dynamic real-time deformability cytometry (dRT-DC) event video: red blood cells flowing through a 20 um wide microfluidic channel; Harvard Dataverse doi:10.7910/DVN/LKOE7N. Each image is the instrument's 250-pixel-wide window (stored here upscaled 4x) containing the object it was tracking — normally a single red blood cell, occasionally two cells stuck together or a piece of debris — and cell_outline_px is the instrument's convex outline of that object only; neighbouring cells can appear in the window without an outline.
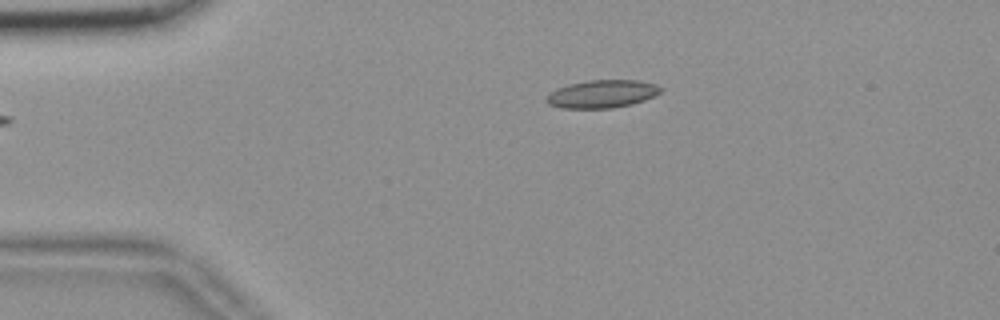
{"species": "common noctule bat (a hibernating species)", "species_latin": "Nyctalus noctula", "temperature_condition": "room temperature", "stored_images_in_passage": 45, "camera_frame_rate_fps": 3000, "um_per_image_px": 0.085, "animal": {"sex": "female", "body_mass_g": 18.4}, "frame": {"image": 1, "passage_image": 1, "time_ms": 0.0, "image_size_px": [1000, 320], "cell_outline_px": [[664, 88], [660, 92], [644, 100], [632, 104], [612, 108], [564, 108], [548, 104], [544, 100], [556, 88], [568, 84], [588, 80], [640, 80], [656, 84]], "centroid_in_image_um": [51.19, 7.97], "position_along_channel_um": 33.8, "area_um2": 18.55}}
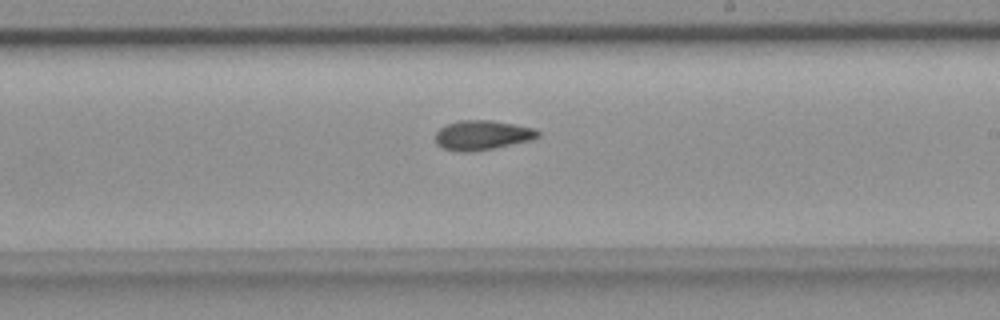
{"frame": {"image": 2, "passage_image": 22, "time_ms": 7.0, "image_size_px": [1000, 320], "cell_outline_px": [[540, 136], [532, 140], [492, 148], [468, 152], [460, 152], [444, 148], [436, 144], [436, 132], [440, 128], [448, 124], [460, 120], [492, 120], [536, 128], [540, 132]], "centroid_in_image_um": [41.02, 11.48], "position_along_channel_um": 248.0, "area_um2": 17.63}}
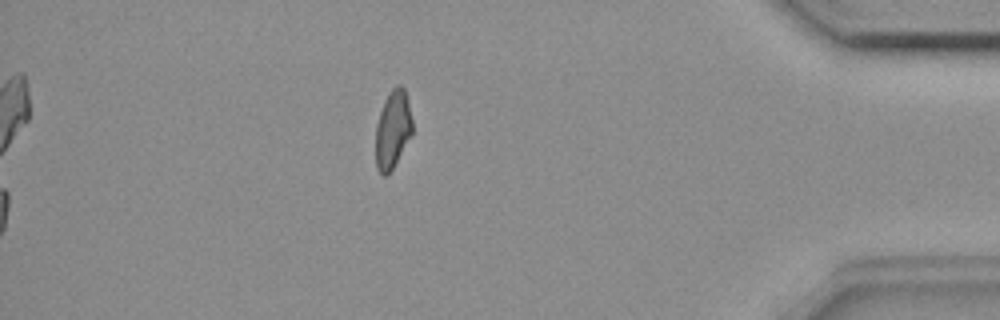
{"frame": {"image": 3, "passage_image": 38, "time_ms": 12.333, "image_size_px": [1000, 320], "cell_outline_px": [[412, 136], [392, 168], [384, 176], [376, 168], [376, 124], [384, 100], [392, 88], [396, 84], [400, 84], [404, 88], [412, 120]], "centroid_in_image_um": [33.38, 10.98], "position_along_channel_um": 401.8, "area_um2": 16.53}, "authors_computed_cell_mechanics": {"area_um2": 17.4556, "velocity_mm_per_s": 3.6643, "shape_relaxation_time_tau1_ms": null, "shape_relaxation_time_tau2_ms": 5.3595, "deformation_change_tau1": null, "deformation_change_tau2": 0.1183}}